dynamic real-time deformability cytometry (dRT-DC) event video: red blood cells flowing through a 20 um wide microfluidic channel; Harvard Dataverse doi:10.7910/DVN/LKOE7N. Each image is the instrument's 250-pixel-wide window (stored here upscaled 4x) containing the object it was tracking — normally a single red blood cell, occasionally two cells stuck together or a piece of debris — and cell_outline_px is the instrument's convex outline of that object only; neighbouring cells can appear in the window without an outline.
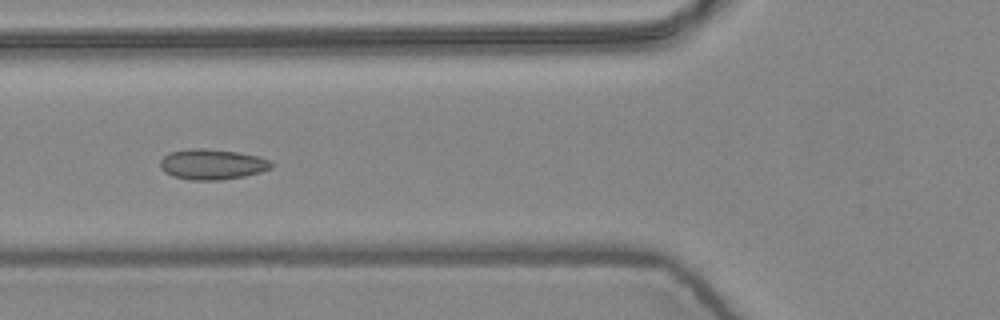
{"species": "common noctule bat (a hibernating species)", "species_latin": "Nyctalus noctula", "temperature_condition": "warm", "stored_images_in_passage": 7, "camera_frame_rate_fps": 3000, "um_per_image_px": 0.085, "animal": {"sex": "female", "body_mass_g": 24.6, "forearm_length_mm": 56.2}, "frame": {"image": 1, "passage_image": 6, "time_ms": 1.667, "image_size_px": [1000, 320], "cell_outline_px": [[272, 168], [260, 172], [244, 176], [220, 180], [192, 180], [172, 176], [164, 172], [160, 168], [160, 160], [168, 152], [188, 148], [204, 148], [236, 152], [256, 156], [272, 160]], "centroid_in_image_um": [18.0, 13.96], "position_along_channel_um": 107.8, "area_um2": 19.83}}
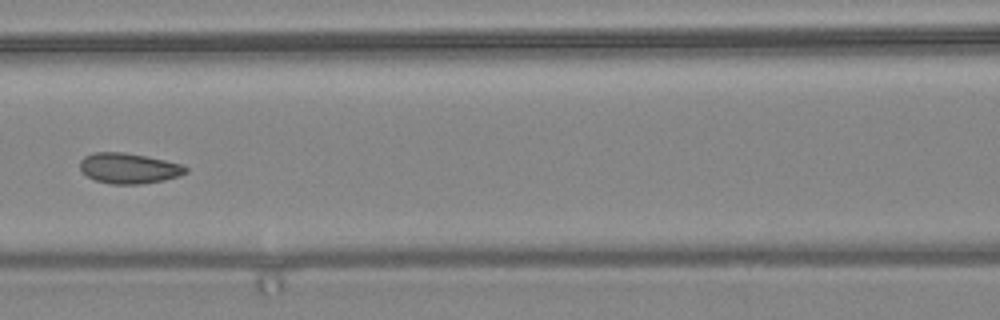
{"frame": {"image": 2, "passage_image": 7, "time_ms": 2.0, "image_size_px": [1000, 320], "cell_outline_px": [[188, 172], [180, 176], [164, 180], [140, 184], [112, 184], [96, 180], [88, 176], [80, 168], [80, 160], [84, 156], [96, 152], [124, 152], [148, 156], [184, 164], [188, 168]], "centroid_in_image_um": [11.01, 14.29], "position_along_channel_um": 155.6, "area_um2": 18.9}}